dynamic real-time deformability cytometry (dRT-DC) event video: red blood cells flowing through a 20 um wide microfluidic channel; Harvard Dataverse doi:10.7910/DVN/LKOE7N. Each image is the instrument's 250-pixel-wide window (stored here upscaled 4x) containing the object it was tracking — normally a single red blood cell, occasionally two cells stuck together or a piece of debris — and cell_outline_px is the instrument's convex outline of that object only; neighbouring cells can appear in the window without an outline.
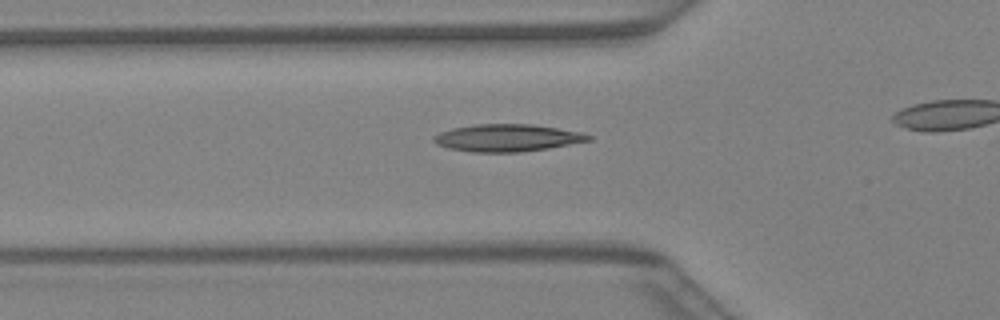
{"species": "Egyptian fruit bat (a non-hibernating species)", "species_latin": "Rousettus aegyptiacus", "temperature_condition": "warm", "stored_images_in_passage": 30, "camera_frame_rate_fps": 3000, "um_per_image_px": 0.085, "animal": {"sex": "female"}, "frame": {"image": 1, "passage_image": 11, "time_ms": 3.333, "image_size_px": [1000, 320], "cell_outline_px": [[592, 140], [548, 148], [520, 152], [472, 152], [448, 148], [436, 144], [432, 140], [432, 136], [440, 132], [452, 128], [476, 124], [532, 124], [580, 132], [592, 136]], "centroid_in_image_um": [43.07, 11.72], "position_along_channel_um": 82.7, "area_um2": 24.57}}
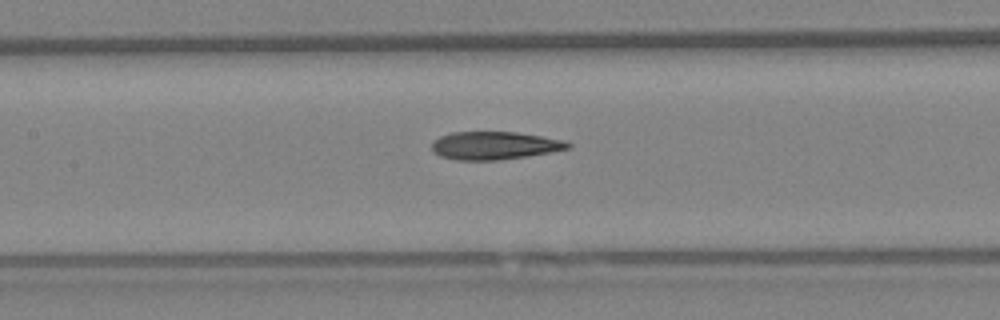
{"frame": {"image": 2, "passage_image": 16, "time_ms": 5.0, "image_size_px": [1000, 320], "cell_outline_px": [[572, 148], [500, 160], [456, 160], [440, 156], [432, 152], [432, 140], [440, 136], [452, 132], [516, 132], [564, 140], [572, 144]], "centroid_in_image_um": [41.99, 12.37], "position_along_channel_um": 165.4, "area_um2": 22.14}}
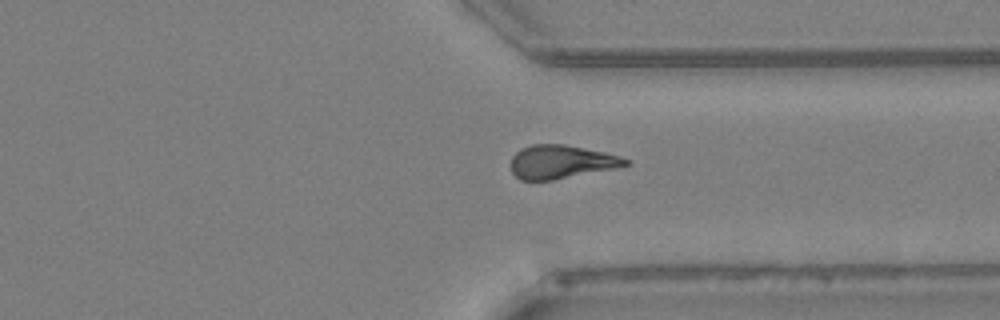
{"frame": {"image": 3, "passage_image": 28, "time_ms": 9.0, "image_size_px": [1000, 320], "cell_outline_px": [[632, 164], [552, 180], [520, 180], [512, 172], [512, 156], [520, 148], [532, 144], [564, 144], [604, 152], [620, 156], [632, 160]], "centroid_in_image_um": [47.7, 13.74], "position_along_channel_um": 363.7, "area_um2": 22.2}}